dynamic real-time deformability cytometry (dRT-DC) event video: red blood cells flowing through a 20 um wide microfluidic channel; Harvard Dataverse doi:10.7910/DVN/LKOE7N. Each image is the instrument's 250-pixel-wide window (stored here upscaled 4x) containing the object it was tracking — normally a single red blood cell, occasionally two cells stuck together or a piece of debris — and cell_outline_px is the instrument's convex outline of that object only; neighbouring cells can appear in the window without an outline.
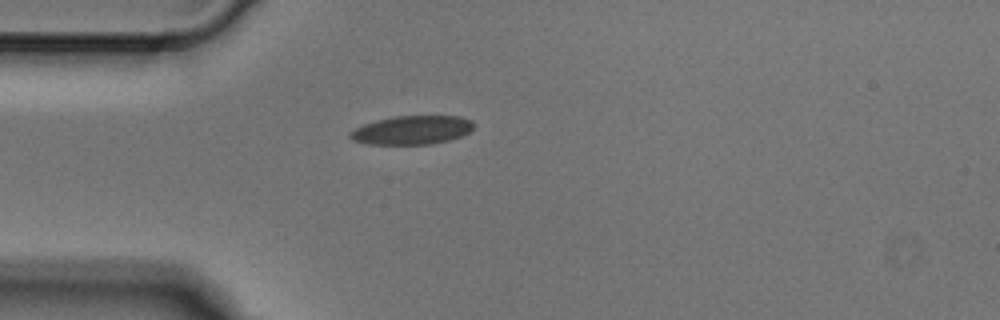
{"species": "Egyptian fruit bat (a non-hibernating species)", "species_latin": "Rousettus aegyptiacus", "temperature_condition": "cold", "stored_images_in_passage": 1, "camera_frame_rate_fps": 3000, "um_per_image_px": 0.085, "animal": {"sex": "male"}, "frame": {"image": 1, "passage_image": 1, "time_ms": 0.0, "image_size_px": [1000, 320], "cell_outline_px": [[472, 128], [468, 132], [460, 136], [448, 140], [432, 144], [364, 144], [352, 140], [348, 136], [348, 132], [364, 124], [376, 120], [392, 116], [460, 116], [472, 120]], "centroid_in_image_um": [34.96, 11.05], "position_along_channel_um": 50.0, "area_um2": 20.69}}